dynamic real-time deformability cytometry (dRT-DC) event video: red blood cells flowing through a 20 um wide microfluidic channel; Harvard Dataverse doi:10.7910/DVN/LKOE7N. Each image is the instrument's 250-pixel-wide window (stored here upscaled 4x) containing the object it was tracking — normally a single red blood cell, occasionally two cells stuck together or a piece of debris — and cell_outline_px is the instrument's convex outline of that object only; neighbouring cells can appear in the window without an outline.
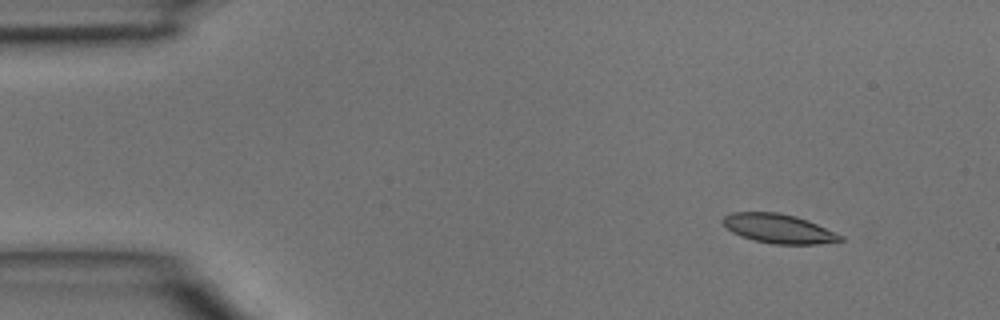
{"species": "common noctule bat (a hibernating species)", "species_latin": "Nyctalus noctula", "temperature_condition": "room temperature", "stored_images_in_passage": 2, "camera_frame_rate_fps": 3000, "um_per_image_px": 0.085, "animal": {"sex": "male", "body_mass_g": 15.6}, "frame": {"image": 1, "passage_image": 1, "time_ms": 0.0, "image_size_px": [1000, 320], "cell_outline_px": [[844, 240], [816, 244], [772, 244], [740, 236], [732, 232], [720, 220], [724, 216], [732, 212], [776, 212], [796, 216], [808, 220], [844, 236]], "centroid_in_image_um": [66.18, 19.42], "position_along_channel_um": 18.8, "area_um2": 19.94}}